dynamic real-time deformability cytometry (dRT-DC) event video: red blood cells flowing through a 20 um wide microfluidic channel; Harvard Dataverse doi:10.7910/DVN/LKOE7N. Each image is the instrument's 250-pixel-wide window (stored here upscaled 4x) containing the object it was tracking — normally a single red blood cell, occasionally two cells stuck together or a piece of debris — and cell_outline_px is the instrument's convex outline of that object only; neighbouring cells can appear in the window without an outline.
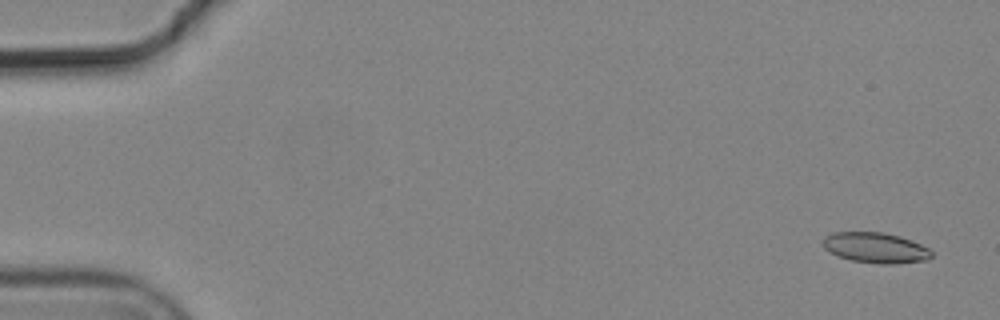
{"species": "common noctule bat (a hibernating species)", "species_latin": "Nyctalus noctula", "temperature_condition": "cold", "stored_images_in_passage": 7, "camera_frame_rate_fps": 3000, "um_per_image_px": 0.085, "animal": {"sex": "male", "body_mass_g": 19.2, "forearm_length_mm": 51.8}, "frame": {"image": 1, "passage_image": 1, "time_ms": 0.0, "image_size_px": [1000, 320], "cell_outline_px": [[932, 256], [928, 260], [896, 264], [884, 264], [852, 260], [828, 252], [824, 248], [824, 236], [832, 232], [884, 232], [900, 236], [920, 244], [928, 248], [932, 252]], "centroid_in_image_um": [74.43, 21.05], "position_along_channel_um": 10.6, "area_um2": 19.25}}
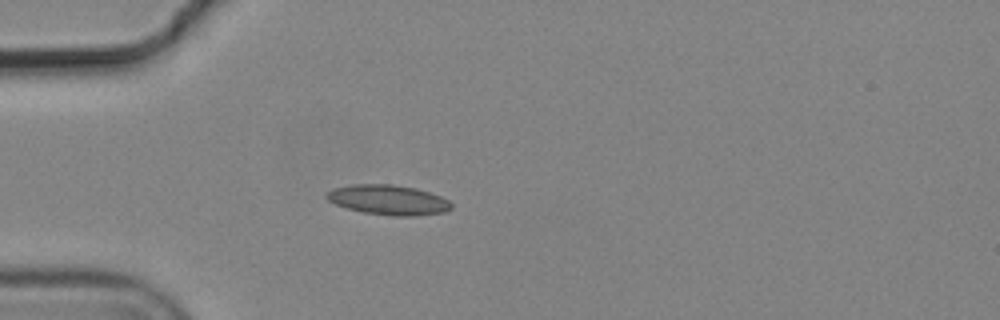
{"frame": {"image": 2, "passage_image": 5, "time_ms": 1.333, "image_size_px": [1000, 320], "cell_outline_px": [[452, 208], [444, 212], [412, 216], [392, 216], [364, 212], [348, 208], [336, 204], [328, 200], [324, 196], [332, 188], [352, 184], [392, 184], [416, 188], [440, 196], [448, 200], [452, 204]], "centroid_in_image_um": [33.0, 16.98], "position_along_channel_um": 52.0, "area_um2": 21.68}}
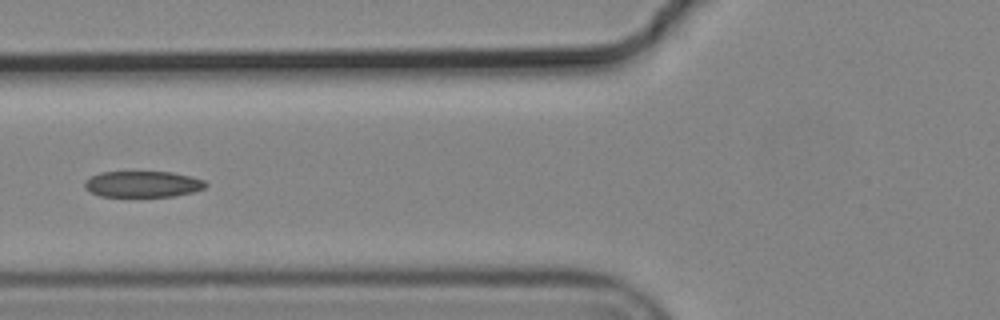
{"frame": {"image": 3, "passage_image": 7, "time_ms": 2.0, "image_size_px": [1000, 320], "cell_outline_px": [[208, 184], [204, 188], [192, 192], [176, 196], [132, 200], [100, 196], [84, 188], [84, 184], [92, 176], [100, 172], [172, 172], [192, 176], [204, 180]], "centroid_in_image_um": [12.14, 15.71], "position_along_channel_um": 113.7, "area_um2": 19.42}}